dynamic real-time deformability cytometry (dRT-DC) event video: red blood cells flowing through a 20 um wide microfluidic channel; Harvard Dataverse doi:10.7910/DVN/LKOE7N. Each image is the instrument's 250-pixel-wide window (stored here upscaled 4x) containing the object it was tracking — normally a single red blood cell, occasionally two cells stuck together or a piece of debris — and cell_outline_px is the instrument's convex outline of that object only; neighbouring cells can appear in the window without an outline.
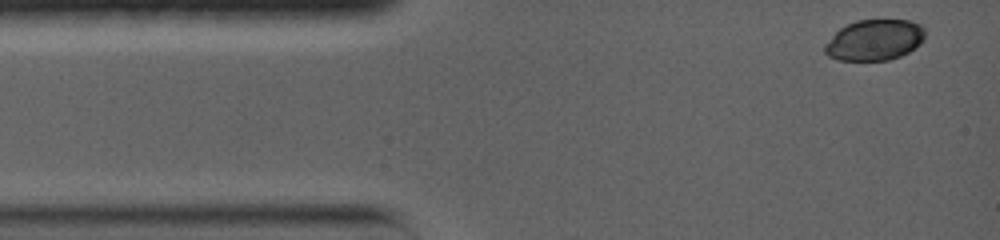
{"species": "common noctule bat (a hibernating species)", "species_latin": "Nyctalus noctula", "temperature_condition": "warm", "stored_images_in_passage": 10, "camera_frame_rate_fps": 5000, "um_per_image_px": 0.085, "animal": {"sex": "female", "body_mass_g": 19.0, "forearm_length_mm": 56.7}, "frame": {"image": 1, "passage_image": 1, "time_ms": 0.0, "image_size_px": [1000, 240], "cell_outline_px": [[924, 40], [916, 48], [900, 56], [888, 60], [840, 60], [828, 56], [824, 52], [824, 44], [840, 28], [856, 20], [908, 20], [920, 24], [924, 28]], "centroid_in_image_um": [74.34, 3.4], "position_along_channel_um": 10.7, "area_um2": 23.87}}
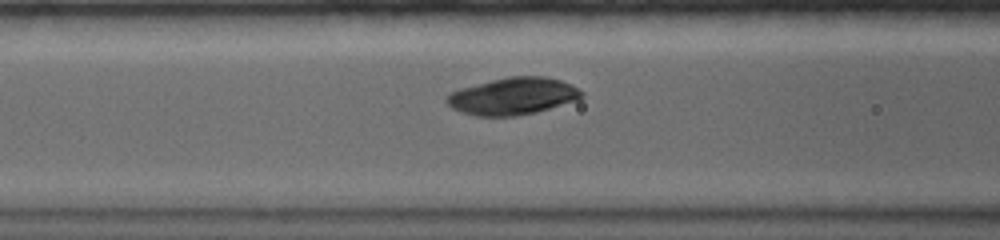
{"frame": {"image": 2, "passage_image": 7, "time_ms": 4.8, "image_size_px": [1000, 240], "cell_outline_px": [[584, 96], [580, 100], [536, 112], [516, 116], [476, 116], [460, 112], [452, 108], [444, 100], [452, 92], [460, 88], [508, 76], [544, 76], [560, 80], [584, 92]], "centroid_in_image_um": [43.61, 8.18], "position_along_channel_um": 123.0, "area_um2": 29.19}}
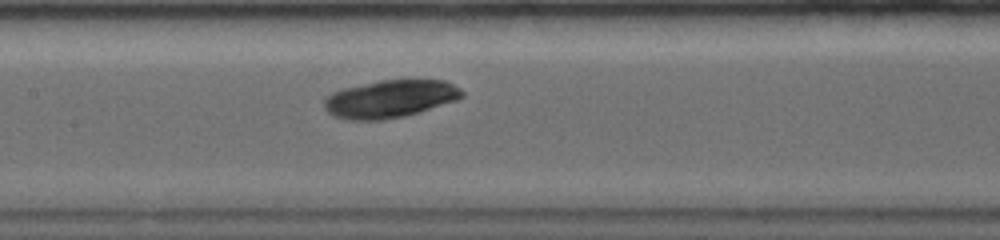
{"frame": {"image": 3, "passage_image": 10, "time_ms": 6.2, "image_size_px": [1000, 240], "cell_outline_px": [[464, 96], [456, 100], [404, 116], [384, 120], [352, 120], [336, 116], [328, 112], [324, 108], [324, 100], [332, 92], [344, 88], [380, 80], [444, 80], [460, 88], [464, 92]], "centroid_in_image_um": [33.16, 8.4], "position_along_channel_um": 174.2, "area_um2": 29.94}}